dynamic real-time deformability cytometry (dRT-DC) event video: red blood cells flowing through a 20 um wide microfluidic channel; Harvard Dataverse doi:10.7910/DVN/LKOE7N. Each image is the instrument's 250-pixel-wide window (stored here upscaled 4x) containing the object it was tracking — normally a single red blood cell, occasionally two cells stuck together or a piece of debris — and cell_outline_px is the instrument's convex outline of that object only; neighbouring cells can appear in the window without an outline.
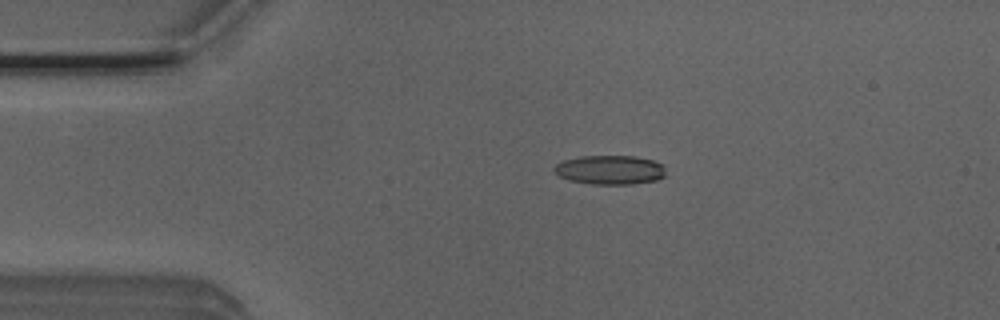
{"species": "Egyptian fruit bat (a non-hibernating species)", "species_latin": "Rousettus aegyptiacus", "temperature_condition": "room temperature", "stored_images_in_passage": 53, "camera_frame_rate_fps": 3000, "um_per_image_px": 0.085, "animal": {"sex": "male"}, "frame": {"image": 1, "passage_image": 11, "time_ms": 3.333, "image_size_px": [1000, 320], "cell_outline_px": [[664, 176], [656, 180], [632, 184], [588, 184], [568, 180], [560, 176], [552, 168], [556, 164], [564, 160], [580, 156], [636, 156], [652, 160], [664, 164]], "centroid_in_image_um": [51.84, 14.44], "position_along_channel_um": 33.2, "area_um2": 19.02}}
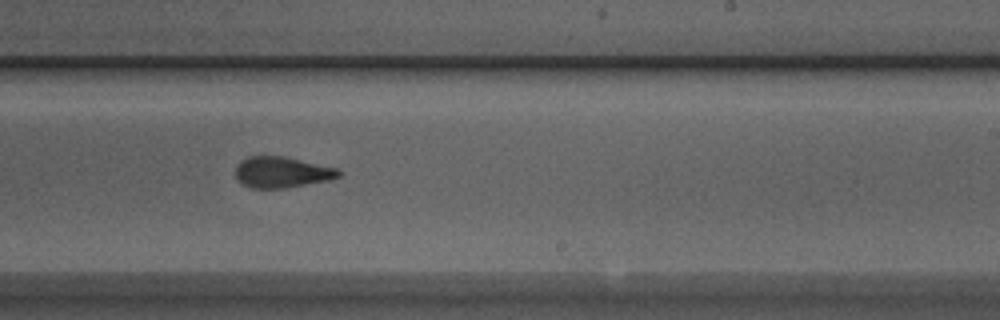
{"frame": {"image": 2, "passage_image": 32, "time_ms": 10.333, "image_size_px": [1000, 320], "cell_outline_px": [[340, 176], [328, 180], [284, 188], [252, 188], [240, 184], [236, 180], [236, 164], [240, 160], [248, 156], [284, 156], [336, 168], [340, 172]], "centroid_in_image_um": [23.88, 14.64], "position_along_channel_um": 265.1, "area_um2": 18.61}}
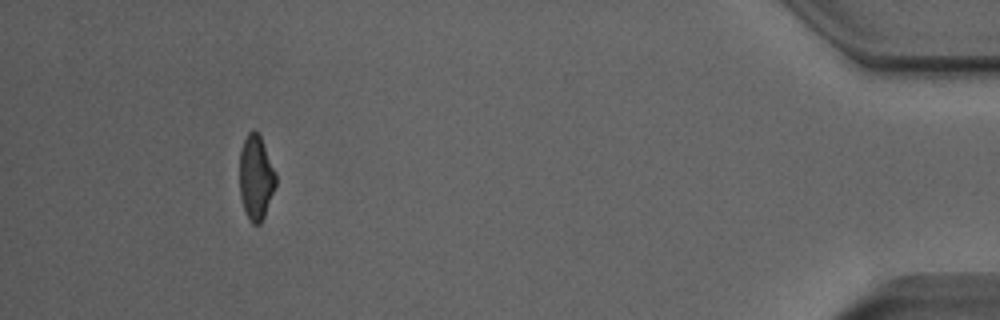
{"frame": {"image": 3, "passage_image": 49, "time_ms": 16.0, "image_size_px": [1000, 320], "cell_outline_px": [[276, 184], [264, 216], [260, 224], [252, 224], [244, 208], [240, 196], [240, 152], [244, 140], [248, 132], [252, 128], [260, 136], [276, 172]], "centroid_in_image_um": [21.75, 15.07], "position_along_channel_um": 413.4, "area_um2": 17.63}, "authors_computed_cell_mechanics": {"area_um2": 18.9006, "velocity_mm_per_s": 3.871, "shape_relaxation_time_tau1_ms": null, "shape_relaxation_time_tau2_ms": 1.9034, "deformation_change_tau1": null, "deformation_change_tau2": 0.1097}}